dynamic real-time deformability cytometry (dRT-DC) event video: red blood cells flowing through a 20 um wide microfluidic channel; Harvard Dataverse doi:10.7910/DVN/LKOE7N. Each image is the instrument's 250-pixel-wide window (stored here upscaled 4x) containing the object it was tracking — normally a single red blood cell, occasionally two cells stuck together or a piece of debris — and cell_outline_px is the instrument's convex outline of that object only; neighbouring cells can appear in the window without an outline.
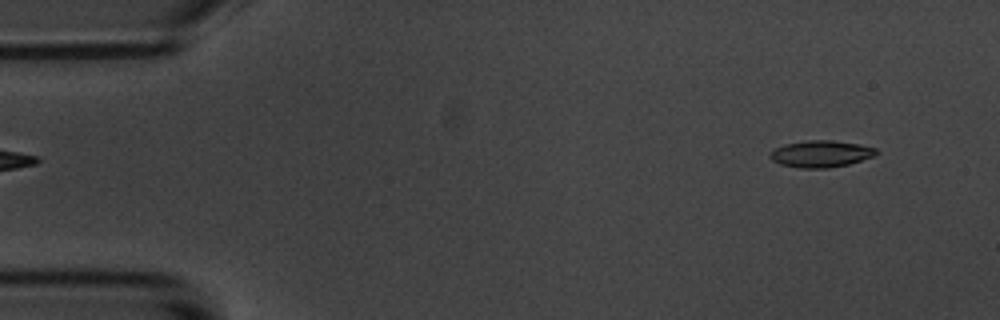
{"species": "common noctule bat (a hibernating species)", "species_latin": "Nyctalus noctula", "temperature_condition": "room temperature", "stored_images_in_passage": 52, "camera_frame_rate_fps": 3000, "um_per_image_px": 0.085, "animal": {"sex": "male", "body_mass_g": 20.1, "forearm_length_mm": 53.5}, "frame": {"image": 1, "passage_image": 1, "time_ms": 0.0, "image_size_px": [1000, 320], "cell_outline_px": [[880, 152], [872, 156], [848, 164], [828, 168], [800, 168], [780, 164], [772, 160], [768, 156], [776, 148], [784, 144], [804, 140], [832, 140], [860, 144], [876, 148]], "centroid_in_image_um": [69.77, 13.07], "position_along_channel_um": 15.2, "area_um2": 16.53}}
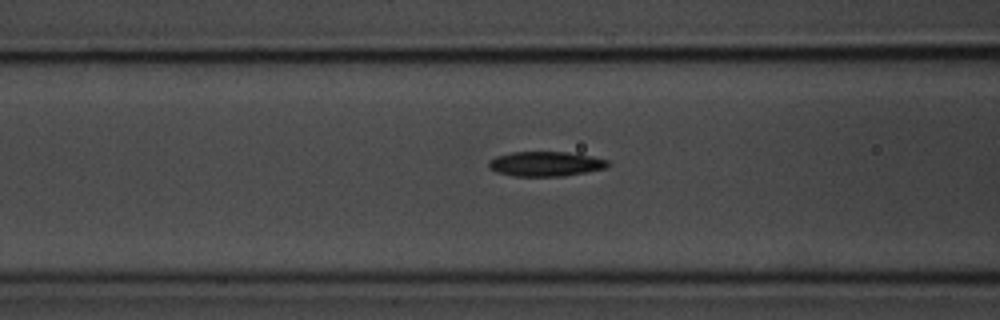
{"frame": {"image": 2, "passage_image": 18, "time_ms": 5.667, "image_size_px": [1000, 320], "cell_outline_px": [[612, 164], [604, 168], [564, 176], [512, 176], [496, 172], [488, 168], [488, 160], [496, 156], [512, 152], [568, 152], [608, 160]], "centroid_in_image_um": [46.32, 13.93], "position_along_channel_um": 120.3, "area_um2": 17.17}}
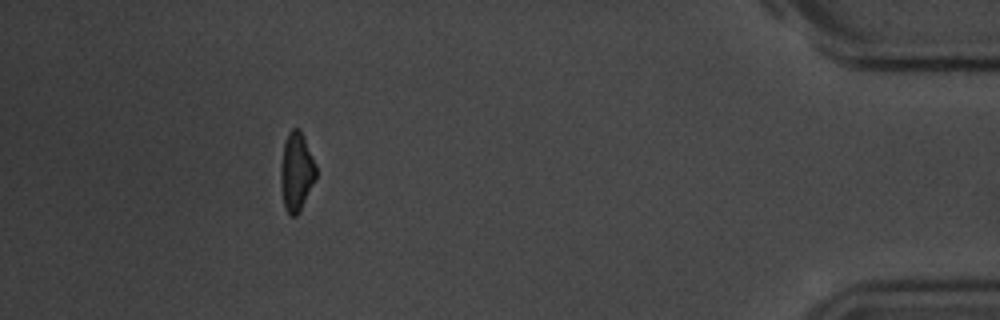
{"frame": {"image": 3, "passage_image": 47, "time_ms": 15.333, "image_size_px": [1000, 320], "cell_outline_px": [[316, 180], [300, 212], [296, 216], [288, 216], [284, 208], [280, 180], [280, 168], [284, 144], [288, 132], [292, 128], [300, 128], [304, 136], [316, 164]], "centroid_in_image_um": [25.2, 14.63], "position_along_channel_um": 410.0, "area_um2": 16.59}, "authors_computed_cell_mechanics": {"area_um2": 16.9065, "velocity_mm_per_s": 3.5993, "shape_relaxation_time_tau1_ms": 2.6762, "shape_relaxation_time_tau2_ms": 4.7232, "deformation_change_tau1": 0.168, "deformation_change_tau2": 0.1348}}